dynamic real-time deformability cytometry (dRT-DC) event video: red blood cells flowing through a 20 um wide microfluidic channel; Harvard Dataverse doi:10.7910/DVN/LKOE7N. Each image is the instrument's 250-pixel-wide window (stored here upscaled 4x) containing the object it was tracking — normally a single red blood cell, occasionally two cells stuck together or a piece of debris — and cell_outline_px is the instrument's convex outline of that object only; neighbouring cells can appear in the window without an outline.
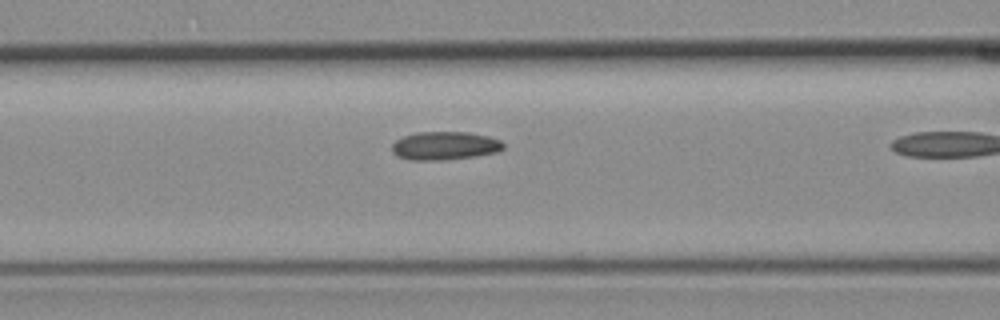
{"species": "common noctule bat (a hibernating species)", "species_latin": "Nyctalus noctula", "temperature_condition": "room temperature", "stored_images_in_passage": 4, "camera_frame_rate_fps": 3000, "um_per_image_px": 0.085, "animal": {"sex": "female", "body_mass_g": 19.3, "forearm_length_mm": 54.1}, "frame": {"image": 1, "passage_image": 3, "time_ms": 0.667, "image_size_px": [1000, 320], "cell_outline_px": [[504, 148], [496, 152], [476, 156], [444, 160], [408, 160], [396, 156], [392, 152], [392, 144], [396, 140], [404, 136], [416, 132], [468, 132], [488, 136], [500, 140], [504, 144]], "centroid_in_image_um": [37.78, 12.39], "position_along_channel_um": 128.8, "area_um2": 18.5}}